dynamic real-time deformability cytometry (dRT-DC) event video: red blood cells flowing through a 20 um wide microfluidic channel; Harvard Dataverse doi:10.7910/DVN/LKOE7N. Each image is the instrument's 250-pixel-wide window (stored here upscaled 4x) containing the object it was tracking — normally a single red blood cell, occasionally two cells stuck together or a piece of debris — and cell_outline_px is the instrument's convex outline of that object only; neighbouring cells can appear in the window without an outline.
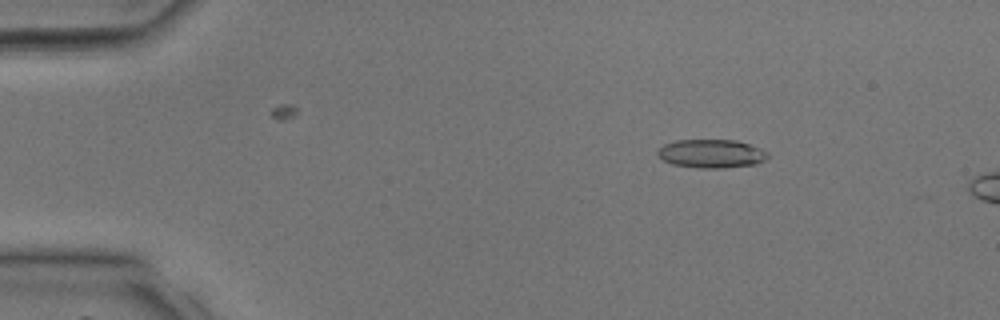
{"species": "common noctule bat (a hibernating species)", "species_latin": "Nyctalus noctula", "temperature_condition": "room temperature", "stored_images_in_passage": 6, "camera_frame_rate_fps": 3000, "um_per_image_px": 0.085, "animal": {"sex": "male", "body_mass_g": 17.9, "forearm_length_mm": 54.2}, "frame": {"image": 1, "passage_image": 3, "time_ms": 0.667, "image_size_px": [1000, 320], "cell_outline_px": [[768, 156], [764, 160], [756, 164], [724, 168], [700, 168], [672, 164], [664, 160], [656, 152], [664, 144], [676, 140], [736, 140], [760, 148], [768, 152]], "centroid_in_image_um": [60.48, 13.06], "position_along_channel_um": 24.5, "area_um2": 18.21}}